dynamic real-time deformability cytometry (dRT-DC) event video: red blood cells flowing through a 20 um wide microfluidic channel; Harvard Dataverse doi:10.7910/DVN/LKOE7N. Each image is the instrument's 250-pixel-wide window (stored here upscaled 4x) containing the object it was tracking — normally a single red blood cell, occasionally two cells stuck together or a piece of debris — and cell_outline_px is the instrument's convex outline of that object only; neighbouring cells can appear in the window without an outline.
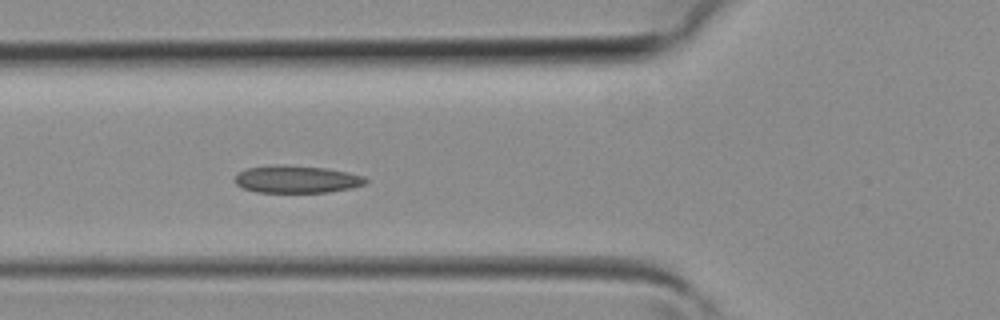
{"species": "common noctule bat (a hibernating species)", "species_latin": "Nyctalus noctula", "temperature_condition": "room temperature", "stored_images_in_passage": 39, "camera_frame_rate_fps": 3000, "um_per_image_px": 0.085, "animal": {"sex": "female", "body_mass_g": 19.3, "forearm_length_mm": 54.1}, "frame": {"image": 1, "passage_image": 13, "time_ms": 4.0, "image_size_px": [1000, 320], "cell_outline_px": [[368, 180], [364, 184], [352, 188], [328, 192], [256, 192], [244, 188], [236, 184], [232, 180], [240, 172], [248, 168], [324, 168], [348, 172], [364, 176]], "centroid_in_image_um": [25.28, 15.3], "position_along_channel_um": 100.5, "area_um2": 19.71}}
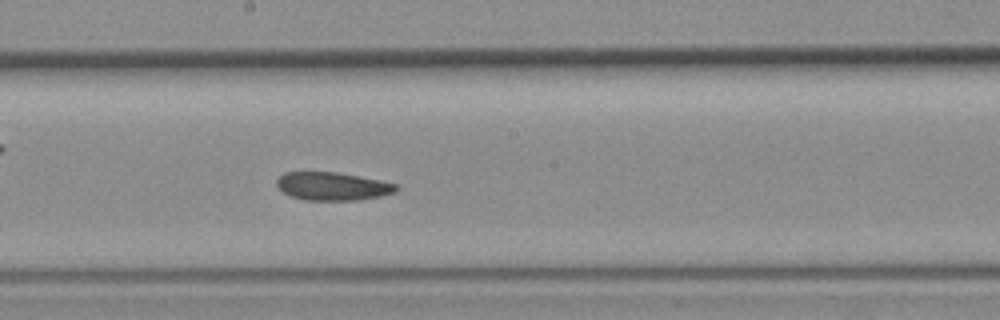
{"frame": {"image": 2, "passage_image": 20, "time_ms": 6.333, "image_size_px": [1000, 320], "cell_outline_px": [[400, 188], [396, 192], [380, 196], [356, 200], [304, 200], [292, 196], [284, 192], [276, 184], [276, 180], [284, 172], [336, 172], [400, 184]], "centroid_in_image_um": [28.3, 15.83], "position_along_channel_um": 219.9, "area_um2": 19.54}}
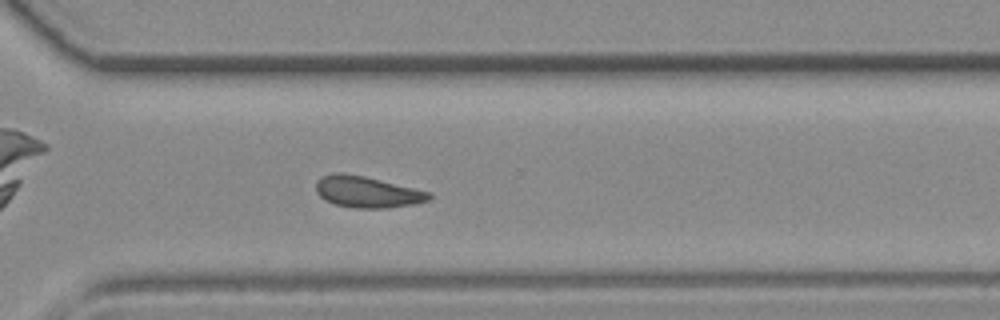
{"frame": {"image": 3, "passage_image": 27, "time_ms": 8.667, "image_size_px": [1000, 320], "cell_outline_px": [[432, 196], [428, 200], [416, 204], [388, 208], [352, 208], [336, 204], [324, 200], [316, 192], [316, 180], [320, 176], [332, 172], [344, 172], [364, 176], [432, 192]], "centroid_in_image_um": [31.19, 16.3], "position_along_channel_um": 339.4, "area_um2": 20.98}}